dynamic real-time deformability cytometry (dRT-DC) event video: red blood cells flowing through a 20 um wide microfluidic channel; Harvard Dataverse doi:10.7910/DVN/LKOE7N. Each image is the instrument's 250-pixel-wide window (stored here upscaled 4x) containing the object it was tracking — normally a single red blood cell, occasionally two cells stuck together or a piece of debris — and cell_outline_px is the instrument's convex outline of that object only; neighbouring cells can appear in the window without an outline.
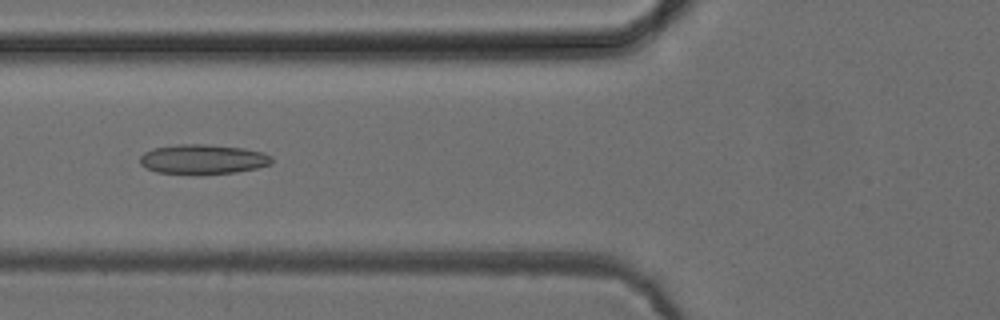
{"species": "common noctule bat (a hibernating species)", "species_latin": "Nyctalus noctula", "temperature_condition": "cold", "stored_images_in_passage": 49, "camera_frame_rate_fps": 3000, "um_per_image_px": 0.085, "animal": {"sex": "female", "body_mass_g": 24.6, "forearm_length_mm": 56.2}, "frame": {"image": 1, "passage_image": 20, "time_ms": 6.333, "image_size_px": [1000, 320], "cell_outline_px": [[272, 164], [256, 168], [236, 172], [200, 176], [196, 176], [156, 172], [140, 164], [140, 156], [144, 152], [152, 148], [176, 144], [208, 144], [244, 148], [264, 152], [272, 156]], "centroid_in_image_um": [17.24, 13.55], "position_along_channel_um": 108.6, "area_um2": 23.52}}
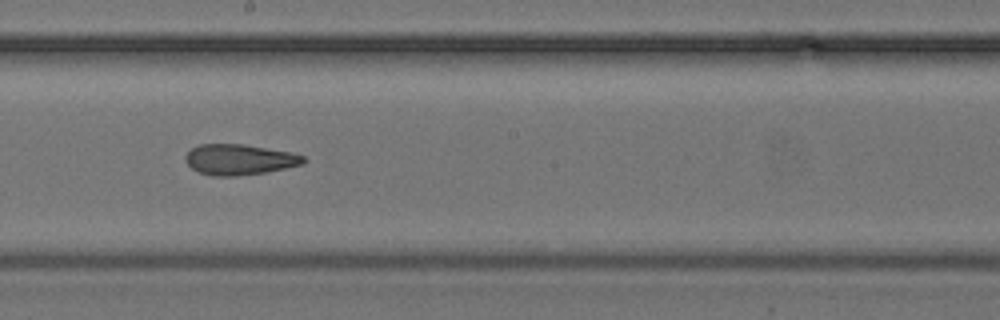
{"frame": {"image": 2, "passage_image": 29, "time_ms": 9.333, "image_size_px": [1000, 320], "cell_outline_px": [[308, 160], [304, 164], [264, 172], [236, 176], [212, 176], [200, 172], [192, 168], [184, 160], [184, 156], [192, 148], [200, 144], [244, 144], [292, 152], [304, 156]], "centroid_in_image_um": [20.36, 13.55], "position_along_channel_um": 227.8, "area_um2": 21.1}}
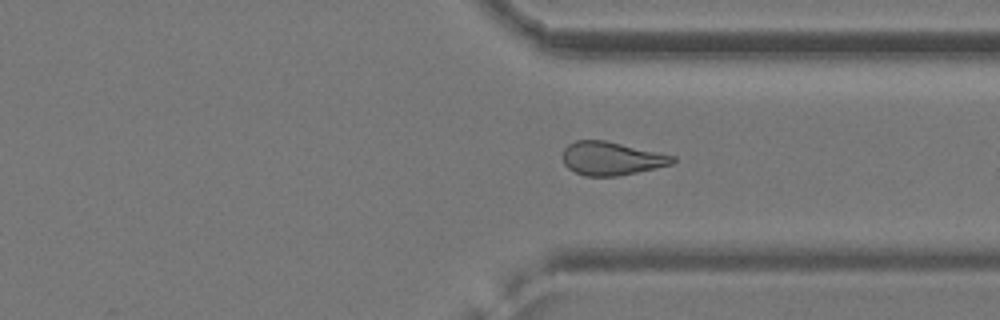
{"frame": {"image": 3, "passage_image": 39, "time_ms": 12.667, "image_size_px": [1000, 320], "cell_outline_px": [[676, 160], [672, 164], [656, 168], [620, 176], [584, 176], [568, 168], [564, 164], [564, 148], [568, 144], [576, 140], [604, 140], [676, 156]], "centroid_in_image_um": [51.99, 13.47], "position_along_channel_um": 359.4, "area_um2": 21.33}}